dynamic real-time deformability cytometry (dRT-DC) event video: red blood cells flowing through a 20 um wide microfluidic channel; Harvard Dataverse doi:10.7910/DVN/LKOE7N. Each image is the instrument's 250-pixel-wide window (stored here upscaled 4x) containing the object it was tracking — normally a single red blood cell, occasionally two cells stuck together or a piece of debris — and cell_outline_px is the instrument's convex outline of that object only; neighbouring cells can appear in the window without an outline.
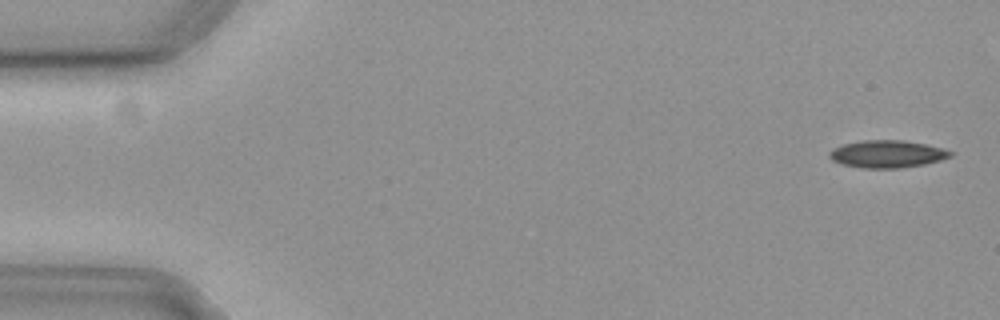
{"species": "common noctule bat (a hibernating species)", "species_latin": "Nyctalus noctula", "temperature_condition": "cold", "stored_images_in_passage": 55, "camera_frame_rate_fps": 3000, "um_per_image_px": 0.085, "animal": {"sex": "female", "body_mass_g": 19.3, "forearm_length_mm": 54.1}, "frame": {"image": 1, "passage_image": 1, "time_ms": 0.0, "image_size_px": [1000, 320], "cell_outline_px": [[956, 152], [952, 156], [940, 160], [924, 164], [900, 168], [860, 168], [840, 164], [832, 160], [828, 156], [828, 152], [832, 148], [844, 144], [864, 140], [900, 140], [924, 144], [944, 148]], "centroid_in_image_um": [75.4, 13.09], "position_along_channel_um": 9.6, "area_um2": 19.48}}
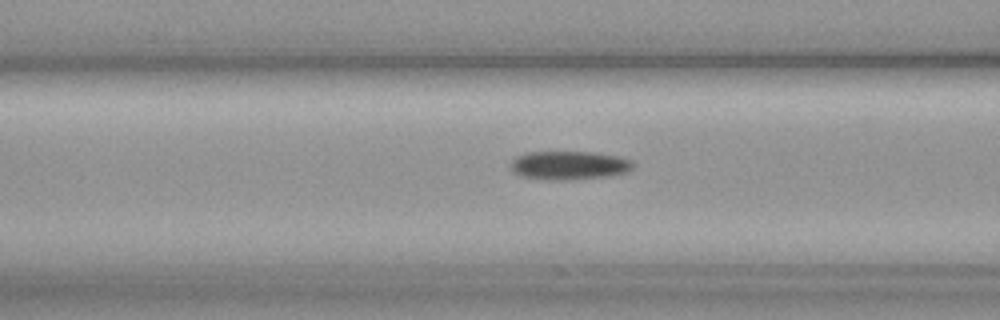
{"frame": {"image": 2, "passage_image": 21, "time_ms": 6.667, "image_size_px": [1000, 320], "cell_outline_px": [[632, 168], [624, 172], [604, 176], [564, 180], [552, 180], [520, 176], [512, 172], [508, 164], [516, 156], [528, 152], [592, 152], [616, 156], [628, 160], [632, 164]], "centroid_in_image_um": [48.24, 14.05], "position_along_channel_um": 118.4, "area_um2": 20.11}}
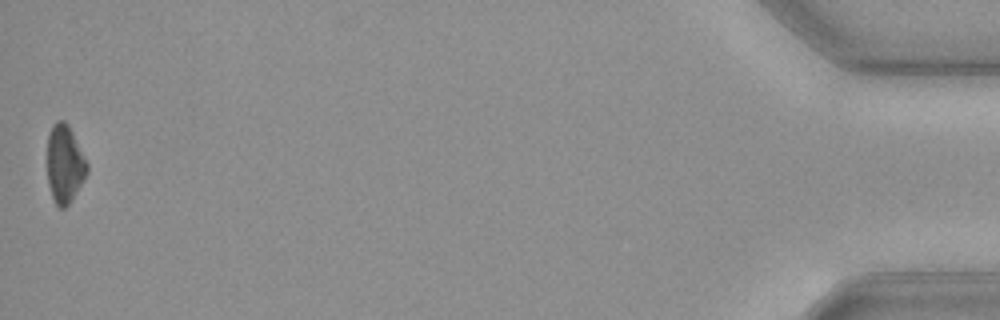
{"frame": {"image": 3, "passage_image": 55, "time_ms": 18.0, "image_size_px": [1000, 320], "cell_outline_px": [[88, 172], [84, 180], [68, 204], [64, 208], [60, 208], [56, 204], [52, 196], [48, 184], [48, 136], [52, 124], [56, 120], [64, 120], [68, 124], [88, 164]], "centroid_in_image_um": [5.5, 13.92], "position_along_channel_um": 429.7, "area_um2": 17.92}, "authors_computed_cell_mechanics": {"area_um2": 19.4786, "velocity_mm_per_s": 3.6675, "shape_relaxation_time_tau1_ms": 3.3217, "shape_relaxation_time_tau2_ms": null, "deformation_change_tau1": 0.112, "deformation_change_tau2": null}}